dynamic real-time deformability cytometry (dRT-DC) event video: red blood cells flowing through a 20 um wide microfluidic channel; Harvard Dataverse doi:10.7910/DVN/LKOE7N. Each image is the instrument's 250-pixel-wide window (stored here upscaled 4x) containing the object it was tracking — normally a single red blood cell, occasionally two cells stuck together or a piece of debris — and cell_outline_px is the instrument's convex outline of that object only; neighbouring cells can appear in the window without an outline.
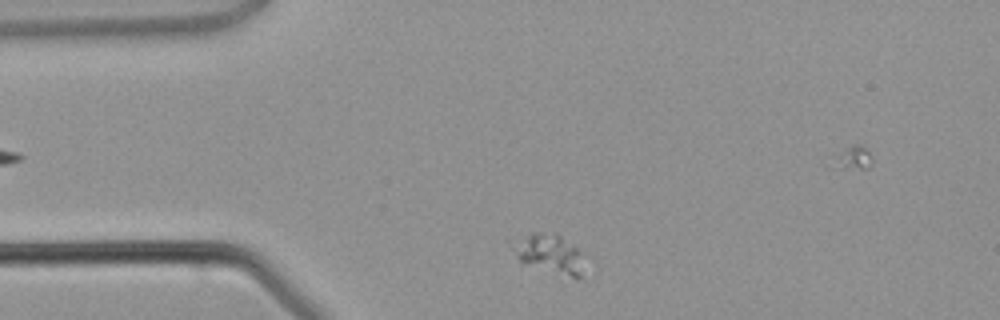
{"species": "common noctule bat (a hibernating species)", "species_latin": "Nyctalus noctula", "temperature_condition": "warm", "stored_images_in_passage": 3, "camera_frame_rate_fps": 3000, "um_per_image_px": 0.085, "animal": {"sex": "male", "body_mass_g": 21.5, "forearm_length_mm": 52.0}, "frame": {"image": 1, "passage_image": 1, "time_ms": 0.0, "image_size_px": [1000, 320], "cell_outline_px": [[580, 276], [576, 280], [520, 264], [508, 244], [508, 240], [532, 232], [556, 232], [576, 248], [580, 252]], "centroid_in_image_um": [46.52, 21.56], "position_along_channel_um": 38.5, "area_um2": 17.05}}
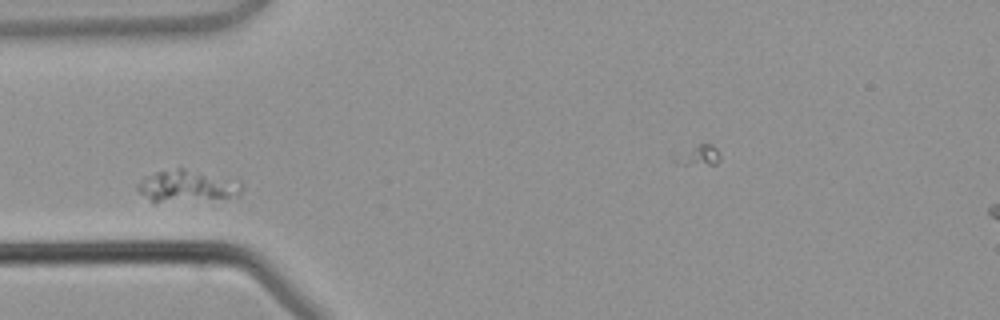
{"frame": {"image": 2, "passage_image": 2, "time_ms": 1.333, "image_size_px": [1000, 320], "cell_outline_px": [[244, 188], [240, 196], [152, 204], [136, 188], [136, 184], [144, 176], [156, 172], [176, 168], [184, 168], [240, 180]], "centroid_in_image_um": [15.89, 15.83], "position_along_channel_um": 69.1, "area_um2": 19.88}}